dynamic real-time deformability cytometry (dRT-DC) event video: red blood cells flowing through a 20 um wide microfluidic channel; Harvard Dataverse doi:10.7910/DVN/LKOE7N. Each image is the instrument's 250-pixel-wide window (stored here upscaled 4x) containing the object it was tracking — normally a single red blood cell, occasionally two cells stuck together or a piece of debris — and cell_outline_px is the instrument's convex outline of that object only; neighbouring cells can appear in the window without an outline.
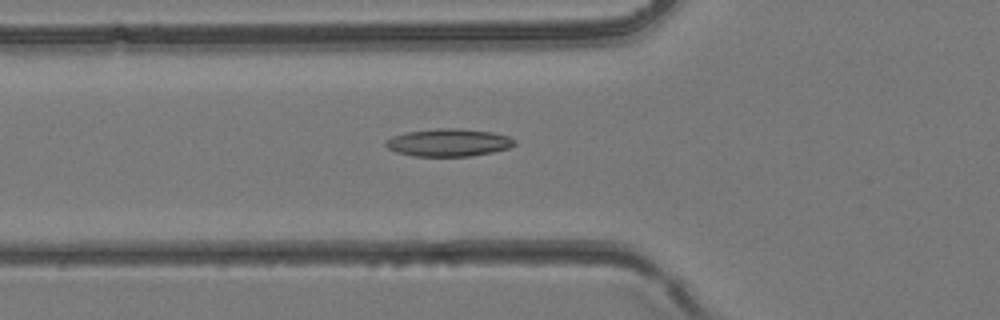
{"species": "common noctule bat (a hibernating species)", "species_latin": "Nyctalus noctula", "temperature_condition": "room temperature", "stored_images_in_passage": 29, "camera_frame_rate_fps": 3000, "um_per_image_px": 0.085, "animal": {"sex": "female", "body_mass_g": 24.6, "forearm_length_mm": 56.2}, "frame": {"image": 1, "passage_image": 6, "time_ms": 1.667, "image_size_px": [1000, 320], "cell_outline_px": [[516, 144], [508, 148], [492, 152], [468, 156], [416, 156], [396, 152], [388, 148], [384, 144], [384, 140], [392, 136], [408, 132], [436, 128], [456, 128], [492, 132], [508, 136], [516, 140]], "centroid_in_image_um": [38.11, 12.11], "position_along_channel_um": 87.7, "area_um2": 20.69}}
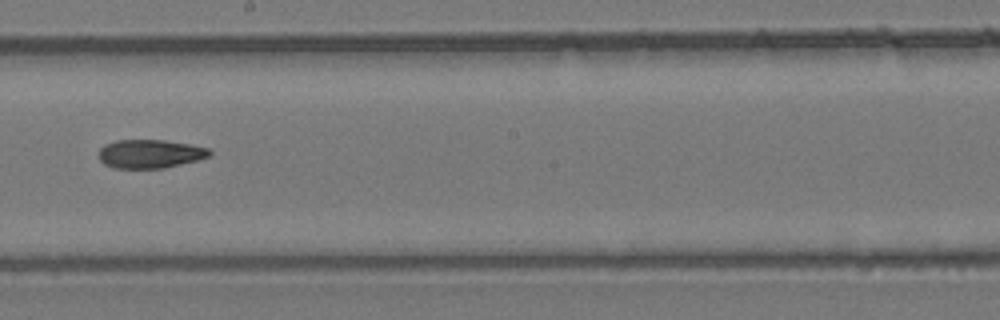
{"frame": {"image": 2, "passage_image": 15, "time_ms": 4.667, "image_size_px": [1000, 320], "cell_outline_px": [[212, 156], [164, 168], [116, 168], [104, 164], [100, 160], [100, 148], [104, 144], [116, 140], [164, 140], [188, 144], [208, 148], [212, 152]], "centroid_in_image_um": [12.76, 13.07], "position_along_channel_um": 235.4, "area_um2": 18.38}}
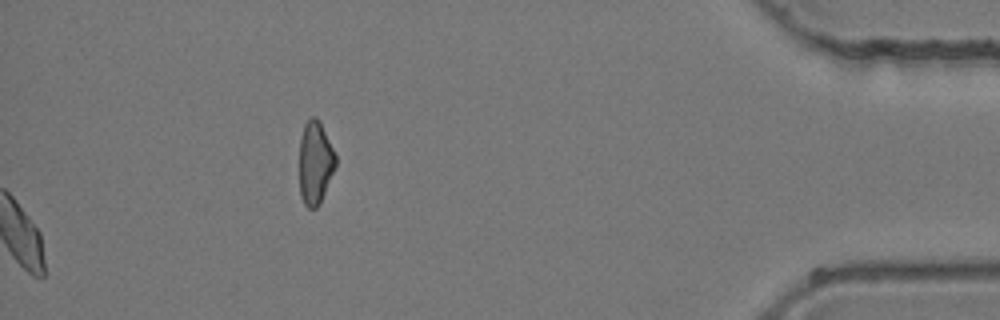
{"frame": {"image": 3, "passage_image": 29, "time_ms": 9.333, "image_size_px": [1000, 320], "cell_outline_px": [[336, 168], [320, 204], [316, 208], [308, 208], [304, 204], [300, 196], [300, 136], [304, 124], [312, 116], [316, 116], [320, 120], [336, 156]], "centroid_in_image_um": [26.8, 13.83], "position_along_channel_um": 408.4, "area_um2": 17.8}}